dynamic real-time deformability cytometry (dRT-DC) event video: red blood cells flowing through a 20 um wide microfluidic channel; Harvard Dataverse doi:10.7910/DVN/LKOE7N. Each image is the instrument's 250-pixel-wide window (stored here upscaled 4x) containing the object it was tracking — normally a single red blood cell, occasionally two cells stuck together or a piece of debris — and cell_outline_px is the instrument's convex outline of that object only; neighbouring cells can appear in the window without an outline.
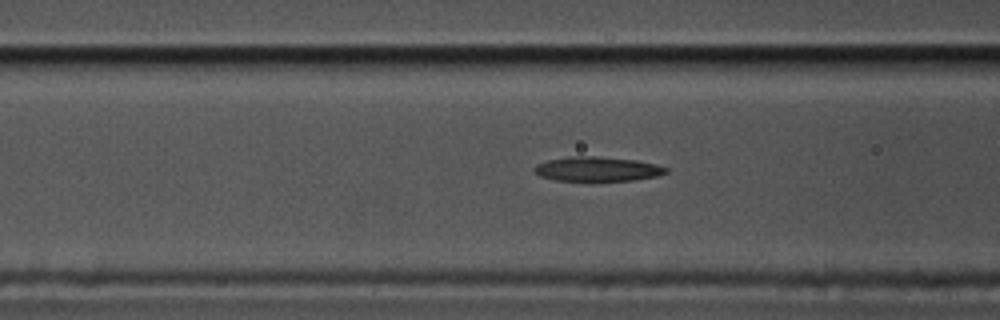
{"species": "common noctule bat (a hibernating species)", "species_latin": "Nyctalus noctula", "temperature_condition": "cold", "stored_images_in_passage": 32, "camera_frame_rate_fps": 3000, "um_per_image_px": 0.085, "animal": {"sex": "male", "body_mass_g": 17.5, "forearm_length_mm": 52.3}, "frame": {"image": 1, "passage_image": 8, "time_ms": 2.333, "image_size_px": [1000, 320], "cell_outline_px": [[668, 172], [660, 176], [636, 180], [556, 180], [540, 176], [532, 168], [536, 164], [548, 160], [568, 156], [596, 156], [636, 160], [656, 164], [668, 168]], "centroid_in_image_um": [50.8, 14.36], "position_along_channel_um": 115.8, "area_um2": 18.79}}
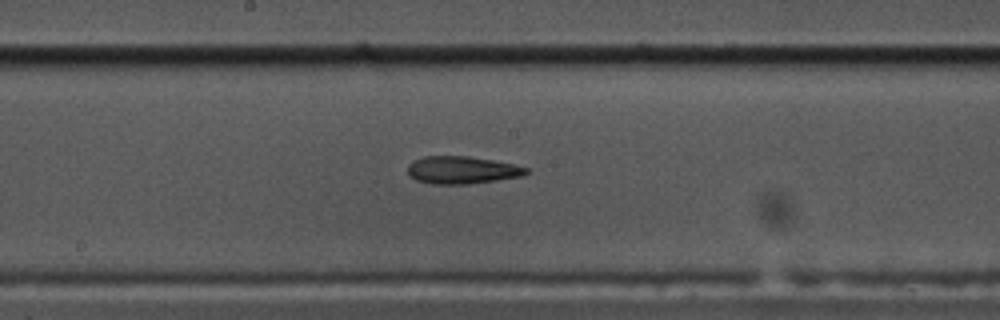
{"frame": {"image": 2, "passage_image": 16, "time_ms": 5.0, "image_size_px": [1000, 320], "cell_outline_px": [[528, 172], [524, 176], [468, 184], [432, 184], [416, 180], [408, 176], [408, 164], [412, 160], [424, 156], [468, 156], [492, 160], [512, 164], [528, 168]], "centroid_in_image_um": [39.23, 14.45], "position_along_channel_um": 209.0, "area_um2": 19.07}}
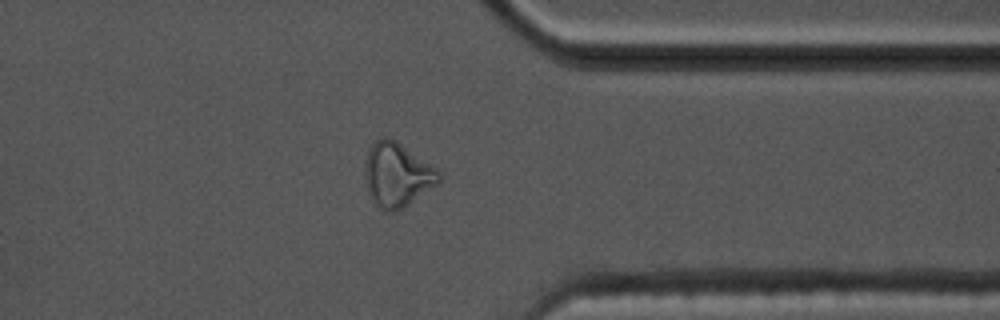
{"frame": {"image": 3, "passage_image": 31, "time_ms": 10.0, "image_size_px": [1000, 320], "cell_outline_px": [[440, 180], [436, 184], [404, 208], [396, 212], [384, 212], [372, 200], [368, 192], [364, 180], [364, 164], [368, 152], [372, 144], [376, 140], [384, 136], [388, 136], [396, 140], [432, 164], [440, 172]], "centroid_in_image_um": [33.73, 14.86], "position_along_channel_um": 377.7, "area_um2": 27.92}}